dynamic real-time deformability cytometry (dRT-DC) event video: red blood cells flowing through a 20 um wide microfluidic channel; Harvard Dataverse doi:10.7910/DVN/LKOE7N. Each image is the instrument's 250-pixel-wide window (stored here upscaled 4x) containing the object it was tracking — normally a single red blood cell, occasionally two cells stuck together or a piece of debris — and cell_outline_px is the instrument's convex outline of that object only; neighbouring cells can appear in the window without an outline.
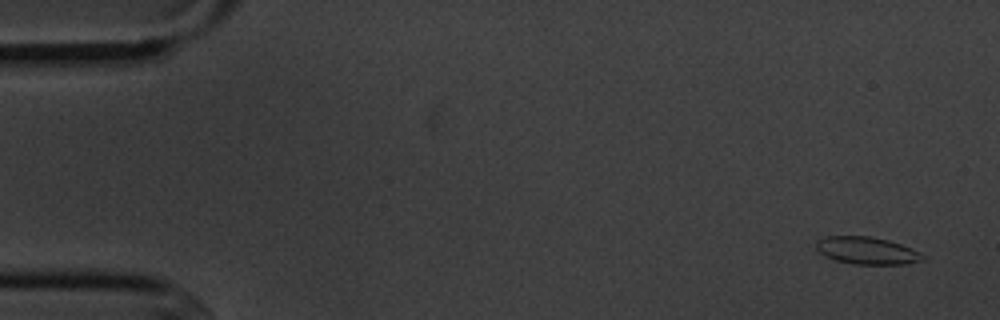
{"species": "common noctule bat (a hibernating species)", "species_latin": "Nyctalus noctula", "temperature_condition": "cold", "stored_images_in_passage": 4, "camera_frame_rate_fps": 3000, "um_per_image_px": 0.085, "animal": {"sex": "male", "body_mass_g": 20.1, "forearm_length_mm": 53.5}, "frame": {"image": 1, "passage_image": 1, "time_ms": 0.0, "image_size_px": [1000, 320], "cell_outline_px": [[924, 260], [904, 264], [852, 264], [836, 260], [824, 256], [816, 248], [816, 240], [824, 236], [868, 236], [888, 240], [912, 248], [920, 252], [924, 256]], "centroid_in_image_um": [73.66, 21.3], "position_along_channel_um": 11.3, "area_um2": 16.99}}
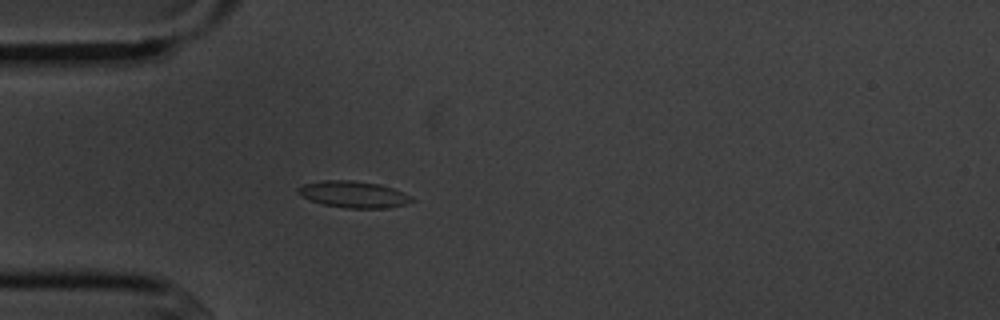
{"frame": {"image": 2, "passage_image": 4, "time_ms": 4.333, "image_size_px": [1000, 320], "cell_outline_px": [[416, 200], [404, 204], [384, 208], [344, 208], [324, 204], [312, 200], [296, 192], [296, 188], [304, 184], [324, 180], [352, 180], [380, 184], [392, 188], [412, 196]], "centroid_in_image_um": [30.06, 16.51], "position_along_channel_um": 54.9, "area_um2": 17.46}}